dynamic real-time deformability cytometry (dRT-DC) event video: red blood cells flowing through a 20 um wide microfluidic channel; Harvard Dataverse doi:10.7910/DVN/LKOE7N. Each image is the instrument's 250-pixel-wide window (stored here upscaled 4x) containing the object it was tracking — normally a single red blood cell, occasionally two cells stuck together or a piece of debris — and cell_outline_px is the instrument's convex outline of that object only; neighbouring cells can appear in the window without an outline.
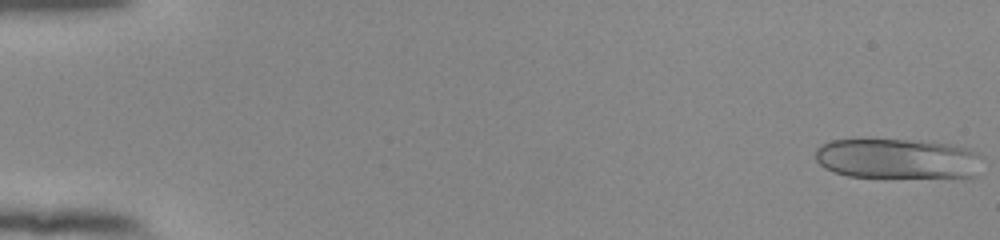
{"species": "human", "species_latin": "Homo sapiens", "temperature_condition": "room temperature", "stored_images_in_passage": 53, "camera_frame_rate_fps": 3000, "um_per_image_px": 0.085, "donor": {"sex": "female"}, "frame": {"image": 1, "passage_image": 1, "time_ms": 0.0, "image_size_px": [1000, 240], "cell_outline_px": [[984, 156], [980, 176], [848, 176], [824, 168], [816, 160], [816, 148], [832, 140], [920, 140], [956, 144], [980, 152]], "centroid_in_image_um": [76.42, 13.47], "position_along_channel_um": 8.6, "area_um2": 39.25}}
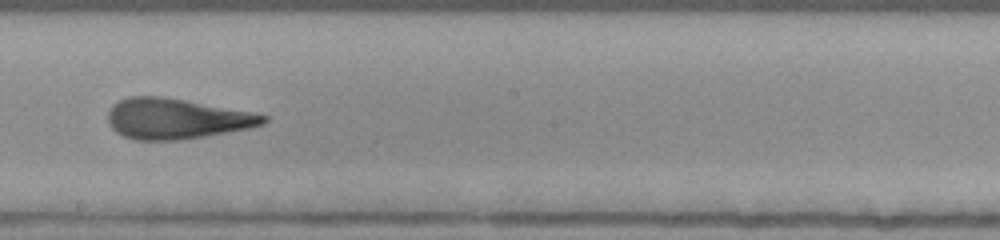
{"frame": {"image": 2, "passage_image": 31, "time_ms": 10.0, "image_size_px": [1000, 240], "cell_outline_px": [[268, 120], [264, 124], [248, 128], [204, 136], [180, 140], [136, 140], [124, 136], [116, 132], [112, 128], [108, 120], [108, 112], [112, 104], [128, 96], [160, 96], [184, 100], [252, 112], [268, 116]], "centroid_in_image_um": [14.96, 10.09], "position_along_channel_um": 233.2, "area_um2": 36.41}}
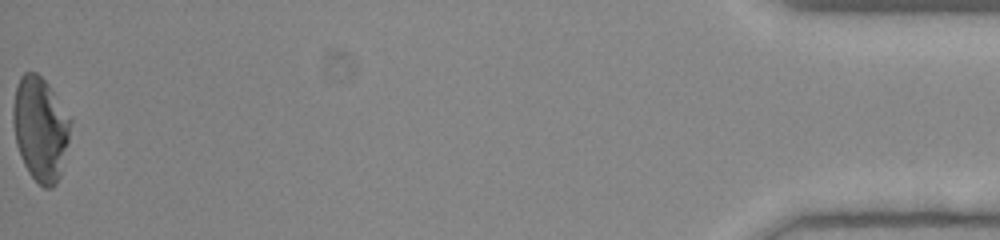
{"frame": {"image": 3, "passage_image": 53, "time_ms": 17.333, "image_size_px": [1000, 240], "cell_outline_px": [[72, 120], [68, 140], [60, 176], [56, 184], [52, 188], [44, 188], [28, 172], [20, 156], [16, 144], [12, 120], [12, 108], [16, 84], [20, 76], [24, 72], [36, 72], [48, 84]], "centroid_in_image_um": [3.41, 10.93], "position_along_channel_um": 431.8, "area_um2": 34.85}, "authors_computed_cell_mechanics": {"area_um2": 37.0498, "velocity_mm_per_s": 3.9482, "shape_relaxation_time_tau1_ms": null, "shape_relaxation_time_tau2_ms": 1.3831, "deformation_change_tau1": null, "deformation_change_tau2": 0.1035}}